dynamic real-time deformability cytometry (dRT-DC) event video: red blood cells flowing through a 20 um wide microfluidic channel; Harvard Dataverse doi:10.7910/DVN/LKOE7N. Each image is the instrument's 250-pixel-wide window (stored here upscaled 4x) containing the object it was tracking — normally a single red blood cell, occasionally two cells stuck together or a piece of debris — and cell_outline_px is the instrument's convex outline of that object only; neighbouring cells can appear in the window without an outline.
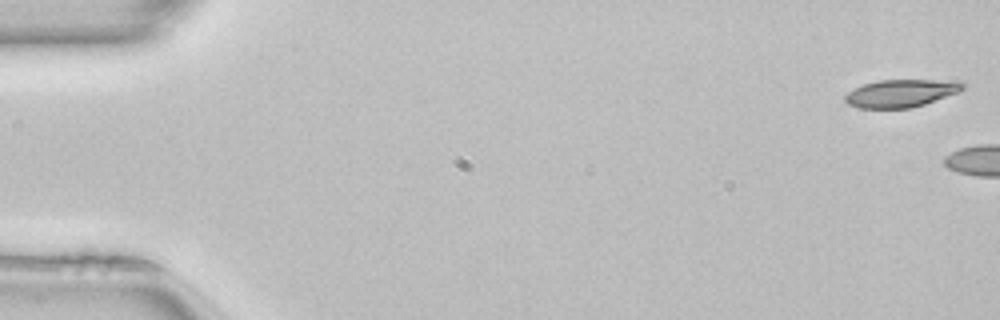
{"species": "common noctule bat (a hibernating species)", "species_latin": "Nyctalus noctula", "temperature_condition": "room temperature", "stored_images_in_passage": 5, "camera_frame_rate_fps": 3000, "um_per_image_px": 0.085, "animal": {"sex": "female", "body_mass_g": 22.7, "forearm_length_mm": 54.2}, "frame": {"image": 1, "passage_image": 1, "time_ms": 0.0, "image_size_px": [1000, 320], "cell_outline_px": [[964, 88], [956, 92], [924, 104], [912, 108], [860, 108], [848, 104], [844, 100], [844, 96], [848, 92], [864, 84], [880, 80], [964, 80]], "centroid_in_image_um": [76.59, 7.92], "position_along_channel_um": 8.4, "area_um2": 18.84}}